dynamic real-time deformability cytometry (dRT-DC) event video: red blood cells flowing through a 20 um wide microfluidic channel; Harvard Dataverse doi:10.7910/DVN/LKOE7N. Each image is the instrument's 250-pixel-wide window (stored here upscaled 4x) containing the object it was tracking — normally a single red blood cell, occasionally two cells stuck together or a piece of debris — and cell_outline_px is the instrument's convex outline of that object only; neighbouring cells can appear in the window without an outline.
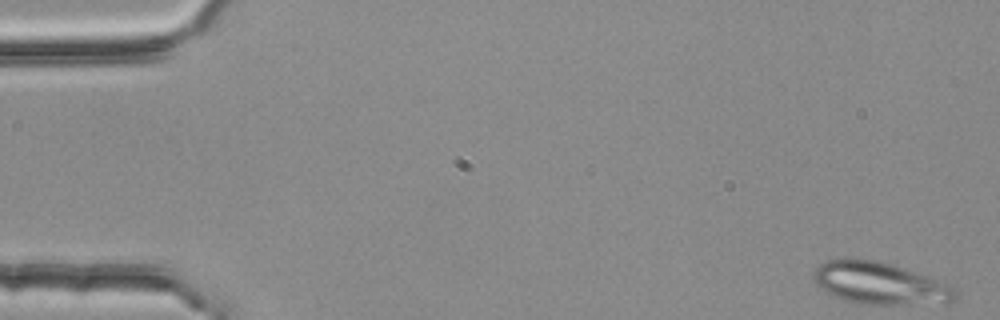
{"species": "common noctule bat (a hibernating species)", "species_latin": "Nyctalus noctula", "temperature_condition": "room temperature", "stored_images_in_passage": 5, "camera_frame_rate_fps": 3000, "um_per_image_px": 0.085, "animal": {"sex": "female", "body_mass_g": 25.1}, "frame": {"image": 1, "passage_image": 1, "time_ms": 0.0, "image_size_px": [1000, 320], "cell_outline_px": [[956, 300], [896, 304], [864, 304], [844, 300], [828, 292], [812, 276], [816, 268], [824, 260], [848, 256], [876, 260], [892, 264], [936, 280], [956, 288]], "centroid_in_image_um": [74.7, 24.03], "position_along_channel_um": 10.3, "area_um2": 34.04}}